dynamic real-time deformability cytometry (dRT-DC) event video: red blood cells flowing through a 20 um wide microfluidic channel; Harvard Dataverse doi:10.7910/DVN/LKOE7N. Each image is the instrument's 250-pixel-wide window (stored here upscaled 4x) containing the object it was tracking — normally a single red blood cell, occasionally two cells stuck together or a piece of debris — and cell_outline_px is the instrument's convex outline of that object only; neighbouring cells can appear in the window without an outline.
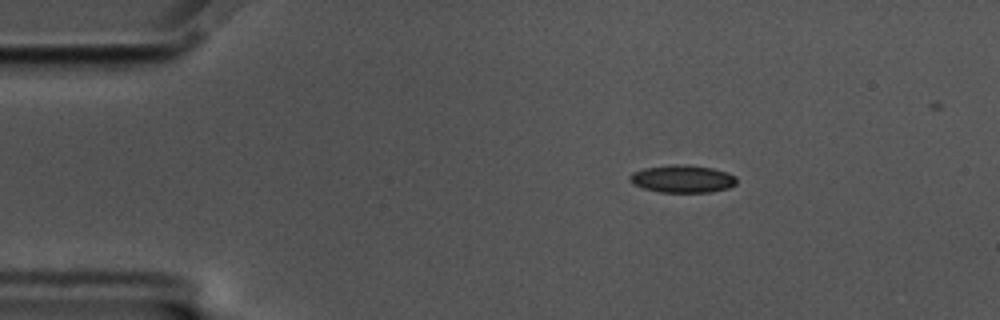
{"species": "common noctule bat (a hibernating species)", "species_latin": "Nyctalus noctula", "temperature_condition": "cold", "stored_images_in_passage": 50, "camera_frame_rate_fps": 3000, "um_per_image_px": 0.085, "animal": {"sex": "male", "body_mass_g": 17.5, "forearm_length_mm": 52.3}, "frame": {"image": 1, "passage_image": 2, "time_ms": 0.333, "image_size_px": [1000, 320], "cell_outline_px": [[736, 184], [728, 188], [712, 192], [660, 192], [644, 188], [632, 184], [628, 180], [628, 176], [632, 172], [644, 168], [672, 164], [676, 164], [712, 168], [728, 172], [736, 176]], "centroid_in_image_um": [57.99, 15.2], "position_along_channel_um": 27.0, "area_um2": 17.22}}
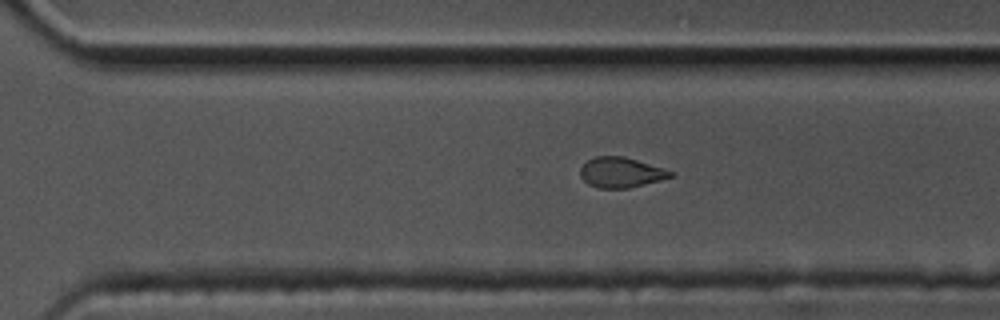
{"frame": {"image": 2, "passage_image": 32, "time_ms": 10.333, "image_size_px": [1000, 320], "cell_outline_px": [[672, 176], [660, 180], [628, 188], [596, 188], [588, 184], [580, 176], [580, 168], [588, 160], [596, 156], [624, 156], [664, 168], [672, 172]], "centroid_in_image_um": [52.75, 14.65], "position_along_channel_um": 317.9, "area_um2": 15.78}}
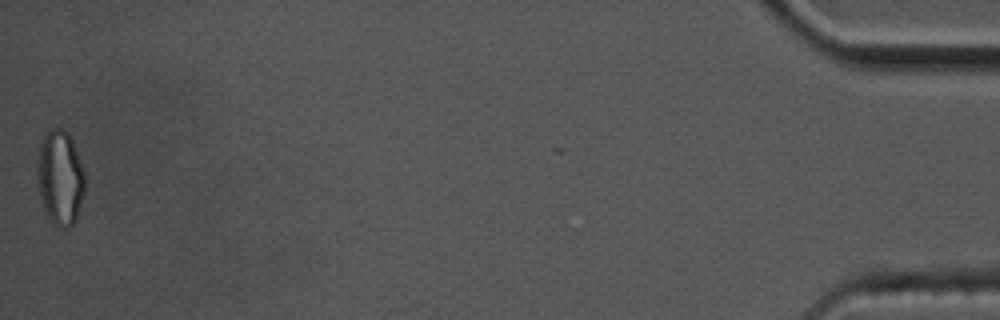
{"frame": {"image": 3, "passage_image": 50, "time_ms": 16.333, "image_size_px": [1000, 320], "cell_outline_px": [[84, 192], [76, 220], [68, 228], [60, 228], [52, 224], [48, 220], [40, 196], [36, 172], [36, 164], [40, 144], [44, 132], [52, 128], [64, 128], [68, 132], [72, 140], [80, 160], [84, 172]], "centroid_in_image_um": [5.09, 15.1], "position_along_channel_um": 430.1, "area_um2": 26.65}, "authors_computed_cell_mechanics": {"area_um2": 17.1088, "velocity_mm_per_s": 3.4886, "shape_relaxation_time_tau1_ms": null, "shape_relaxation_time_tau2_ms": 2.5874, "deformation_change_tau1": null, "deformation_change_tau2": 0.0857}}